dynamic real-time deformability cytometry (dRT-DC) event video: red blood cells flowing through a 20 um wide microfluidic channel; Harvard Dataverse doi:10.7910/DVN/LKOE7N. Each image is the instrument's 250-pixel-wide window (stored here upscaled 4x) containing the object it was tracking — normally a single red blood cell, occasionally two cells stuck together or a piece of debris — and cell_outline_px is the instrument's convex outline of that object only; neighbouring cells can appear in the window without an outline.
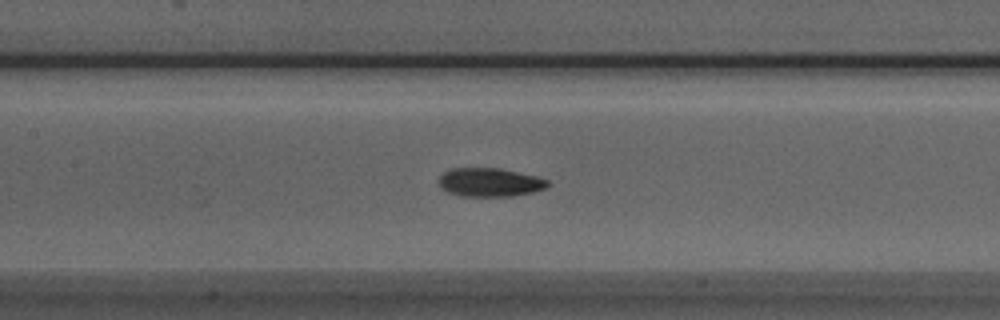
{"species": "Egyptian fruit bat (a non-hibernating species)", "species_latin": "Rousettus aegyptiacus", "temperature_condition": "room temperature", "stored_images_in_passage": 50, "camera_frame_rate_fps": 3000, "um_per_image_px": 0.085, "animal": {"sex": "male"}, "frame": {"image": 1, "passage_image": 21, "time_ms": 6.667, "image_size_px": [1000, 320], "cell_outline_px": [[552, 184], [544, 188], [532, 192], [512, 196], [460, 196], [448, 192], [440, 188], [436, 180], [444, 172], [452, 168], [500, 168], [536, 176], [548, 180]], "centroid_in_image_um": [41.6, 15.49], "position_along_channel_um": 165.8, "area_um2": 18.32}}
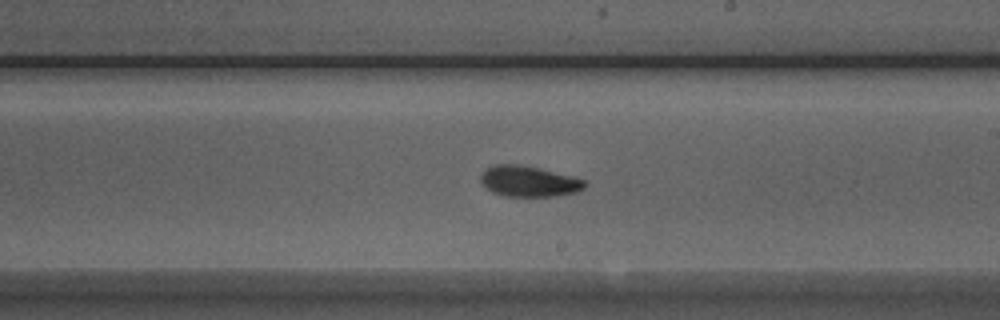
{"frame": {"image": 2, "passage_image": 27, "time_ms": 8.667, "image_size_px": [1000, 320], "cell_outline_px": [[588, 184], [584, 188], [576, 192], [552, 196], [504, 196], [492, 192], [480, 180], [480, 176], [488, 168], [496, 164], [520, 164], [540, 168], [572, 176], [584, 180]], "centroid_in_image_um": [44.97, 15.41], "position_along_channel_um": 244.0, "area_um2": 18.5}}
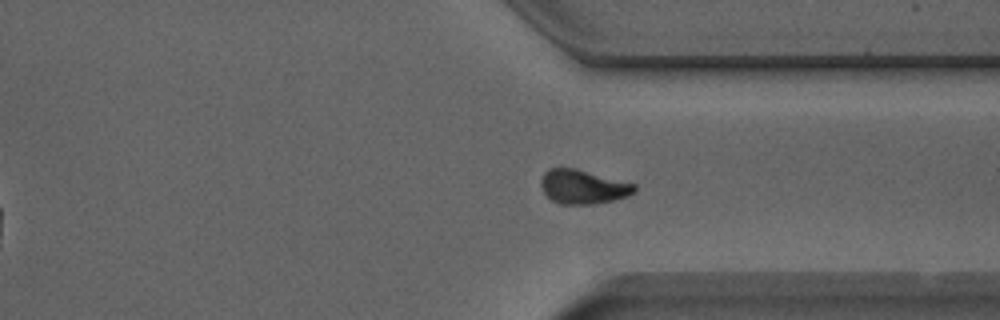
{"frame": {"image": 3, "passage_image": 36, "time_ms": 11.667, "image_size_px": [1000, 320], "cell_outline_px": [[636, 192], [628, 196], [596, 204], [560, 204], [552, 200], [544, 192], [540, 184], [540, 180], [544, 172], [548, 168], [576, 168], [636, 184]], "centroid_in_image_um": [49.56, 15.87], "position_along_channel_um": 361.8, "area_um2": 18.67}, "authors_computed_cell_mechanics": {"area_um2": 18.207, "velocity_mm_per_s": 3.9269, "shape_relaxation_time_tau1_ms": 3.1495, "shape_relaxation_time_tau2_ms": 4.221, "deformation_change_tau1": 0.1354, "deformation_change_tau2": 0.0999}}